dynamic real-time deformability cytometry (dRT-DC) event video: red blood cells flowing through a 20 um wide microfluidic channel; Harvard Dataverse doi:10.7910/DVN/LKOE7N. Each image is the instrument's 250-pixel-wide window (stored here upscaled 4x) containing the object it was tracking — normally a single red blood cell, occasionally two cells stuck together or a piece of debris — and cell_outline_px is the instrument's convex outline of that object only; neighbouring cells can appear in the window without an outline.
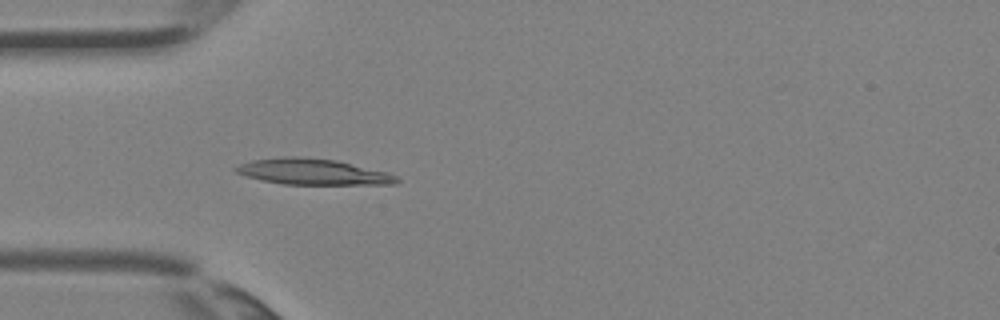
{"species": "Egyptian fruit bat (a non-hibernating species)", "species_latin": "Rousettus aegyptiacus", "temperature_condition": "room temperature", "stored_images_in_passage": 3, "camera_frame_rate_fps": 3000, "um_per_image_px": 0.085, "animal": {"sex": "female"}, "frame": {"image": 1, "passage_image": 3, "time_ms": 0.667, "image_size_px": [1000, 320], "cell_outline_px": [[400, 180], [396, 184], [284, 184], [260, 180], [236, 172], [232, 168], [240, 164], [252, 160], [284, 156], [300, 156], [336, 160], [388, 172], [396, 176]], "centroid_in_image_um": [26.59, 14.59], "position_along_channel_um": 58.4, "area_um2": 24.28}}